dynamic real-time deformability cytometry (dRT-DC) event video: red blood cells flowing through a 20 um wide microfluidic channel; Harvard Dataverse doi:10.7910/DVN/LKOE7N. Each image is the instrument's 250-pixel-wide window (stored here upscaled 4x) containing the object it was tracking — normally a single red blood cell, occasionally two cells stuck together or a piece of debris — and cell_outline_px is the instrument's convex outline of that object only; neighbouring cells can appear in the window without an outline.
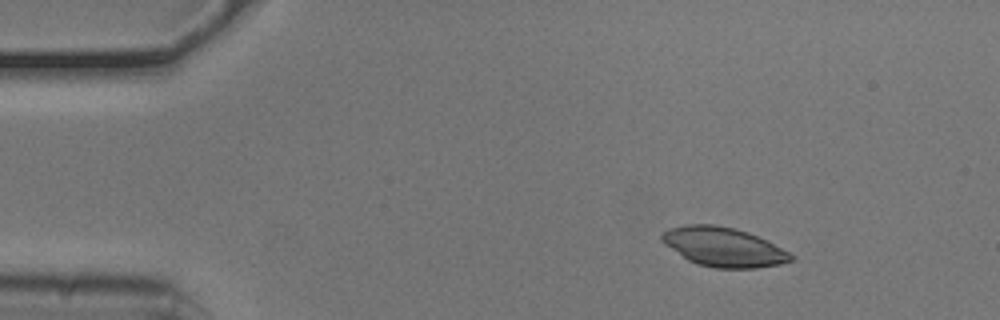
{"species": "common noctule bat (a hibernating species)", "species_latin": "Nyctalus noctula", "temperature_condition": "cold", "stored_images_in_passage": 47, "camera_frame_rate_fps": 3000, "um_per_image_px": 0.085, "animal": {"sex": "male", "body_mass_g": 20.5, "forearm_length_mm": 52.5}, "frame": {"image": 1, "passage_image": 1, "time_ms": 0.0, "image_size_px": [1000, 320], "cell_outline_px": [[796, 256], [792, 260], [780, 264], [756, 268], [716, 268], [696, 264], [688, 260], [664, 244], [660, 240], [660, 236], [668, 228], [688, 224], [712, 224], [732, 228], [748, 232]], "centroid_in_image_um": [61.45, 21.0], "position_along_channel_um": 23.5, "area_um2": 29.25}}
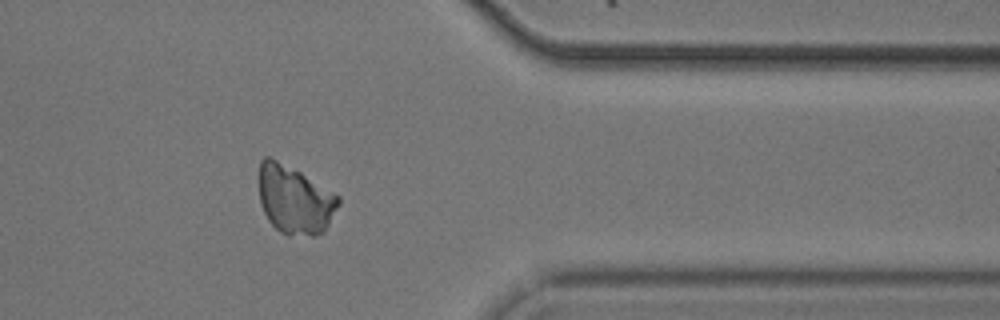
{"frame": {"image": 2, "passage_image": 37, "time_ms": 12.0, "image_size_px": [1000, 320], "cell_outline_px": [[340, 204], [324, 232], [316, 236], [288, 236], [280, 232], [268, 220], [260, 204], [256, 180], [260, 160], [264, 156], [268, 156], [300, 172], [340, 196]], "centroid_in_image_um": [25.01, 16.98], "position_along_channel_um": 386.4, "area_um2": 32.31}}